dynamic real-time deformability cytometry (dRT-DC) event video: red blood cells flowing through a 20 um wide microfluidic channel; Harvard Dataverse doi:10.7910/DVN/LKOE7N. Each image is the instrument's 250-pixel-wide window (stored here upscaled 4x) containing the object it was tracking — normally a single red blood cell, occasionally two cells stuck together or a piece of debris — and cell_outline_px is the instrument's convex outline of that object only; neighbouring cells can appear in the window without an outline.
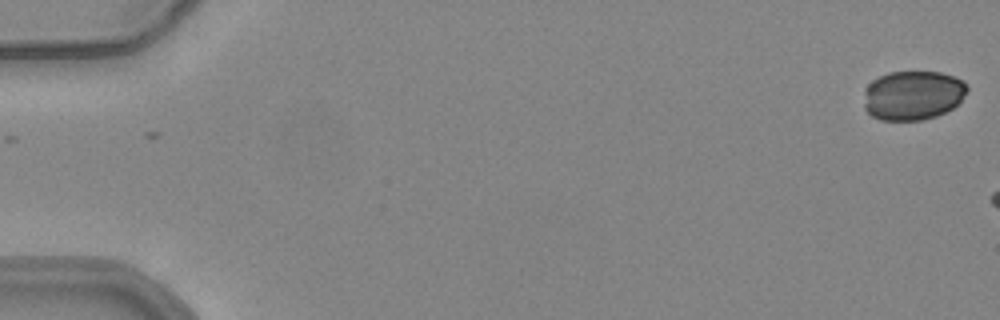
{"species": "common noctule bat (a hibernating species)", "species_latin": "Nyctalus noctula", "temperature_condition": "warm", "stored_images_in_passage": 6, "camera_frame_rate_fps": 3000, "um_per_image_px": 0.085, "animal": {"sex": "female", "body_mass_g": 24.6, "forearm_length_mm": 56.2}, "frame": {"image": 1, "passage_image": 1, "time_ms": 0.0, "image_size_px": [1000, 320], "cell_outline_px": [[968, 88], [964, 96], [952, 108], [936, 116], [924, 120], [880, 120], [872, 116], [864, 108], [864, 92], [868, 84], [872, 80], [888, 72], [940, 72], [964, 80], [968, 84]], "centroid_in_image_um": [77.58, 8.1], "position_along_channel_um": 7.4, "area_um2": 29.82}}